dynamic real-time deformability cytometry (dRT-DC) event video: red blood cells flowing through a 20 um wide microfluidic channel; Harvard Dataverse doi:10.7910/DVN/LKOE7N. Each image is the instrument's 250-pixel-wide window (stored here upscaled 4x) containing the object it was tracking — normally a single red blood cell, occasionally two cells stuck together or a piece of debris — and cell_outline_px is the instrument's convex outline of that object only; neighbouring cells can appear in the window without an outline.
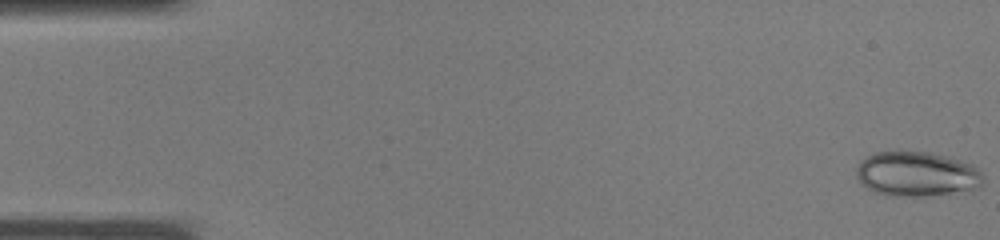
{"species": "common noctule bat (a hibernating species)", "species_latin": "Nyctalus noctula", "temperature_condition": "warm", "stored_images_in_passage": 14, "camera_frame_rate_fps": 3000, "um_per_image_px": 0.085, "animal": {"sex": "male", "body_mass_g": 19.0, "forearm_length_mm": 50.8}, "frame": {"image": 1, "passage_image": 1, "time_ms": 0.0, "image_size_px": [1000, 240], "cell_outline_px": [[984, 184], [980, 188], [928, 196], [888, 196], [872, 192], [860, 184], [856, 176], [856, 168], [860, 160], [876, 152], [928, 152], [952, 156], [972, 164], [980, 168], [984, 176]], "centroid_in_image_um": [77.95, 14.8], "position_along_channel_um": 7.0, "area_um2": 33.81}}